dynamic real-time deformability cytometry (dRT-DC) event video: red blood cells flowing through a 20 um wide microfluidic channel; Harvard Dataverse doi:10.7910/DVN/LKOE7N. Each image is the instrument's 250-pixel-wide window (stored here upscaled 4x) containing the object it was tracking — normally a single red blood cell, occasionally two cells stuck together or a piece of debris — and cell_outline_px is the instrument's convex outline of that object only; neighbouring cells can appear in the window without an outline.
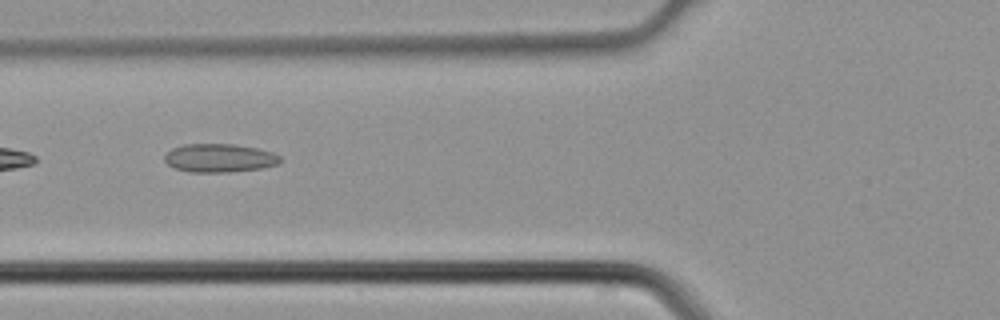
{"species": "common noctule bat (a hibernating species)", "species_latin": "Nyctalus noctula", "temperature_condition": "cold", "stored_images_in_passage": 4, "camera_frame_rate_fps": 3000, "um_per_image_px": 0.085, "animal": {"sex": "male", "body_mass_g": 21.5, "forearm_length_mm": 52.0}, "frame": {"image": 1, "passage_image": 3, "time_ms": 0.667, "image_size_px": [1000, 320], "cell_outline_px": [[280, 164], [260, 168], [228, 172], [188, 172], [176, 168], [168, 164], [164, 160], [164, 156], [172, 148], [184, 144], [232, 144], [256, 148], [272, 152], [280, 156]], "centroid_in_image_um": [18.64, 13.43], "position_along_channel_um": 107.2, "area_um2": 19.07}}
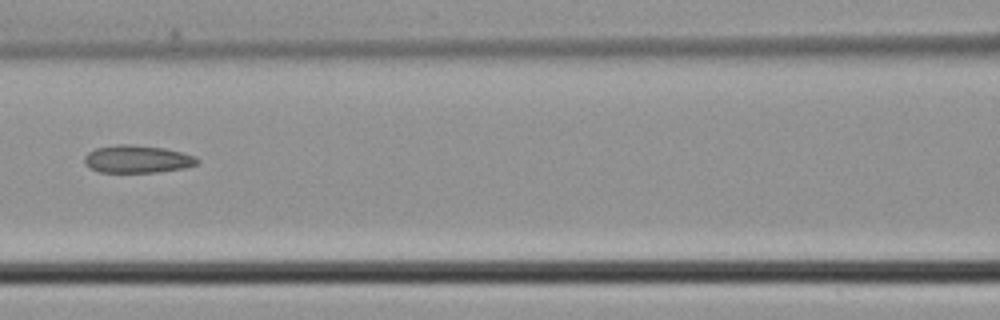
{"frame": {"image": 2, "passage_image": 4, "time_ms": 1.0, "image_size_px": [1000, 320], "cell_outline_px": [[200, 160], [196, 164], [184, 168], [156, 172], [100, 172], [88, 168], [84, 164], [84, 156], [88, 152], [96, 148], [120, 144], [128, 144], [164, 148], [196, 156]], "centroid_in_image_um": [11.64, 13.53], "position_along_channel_um": 155.0, "area_um2": 18.15}}